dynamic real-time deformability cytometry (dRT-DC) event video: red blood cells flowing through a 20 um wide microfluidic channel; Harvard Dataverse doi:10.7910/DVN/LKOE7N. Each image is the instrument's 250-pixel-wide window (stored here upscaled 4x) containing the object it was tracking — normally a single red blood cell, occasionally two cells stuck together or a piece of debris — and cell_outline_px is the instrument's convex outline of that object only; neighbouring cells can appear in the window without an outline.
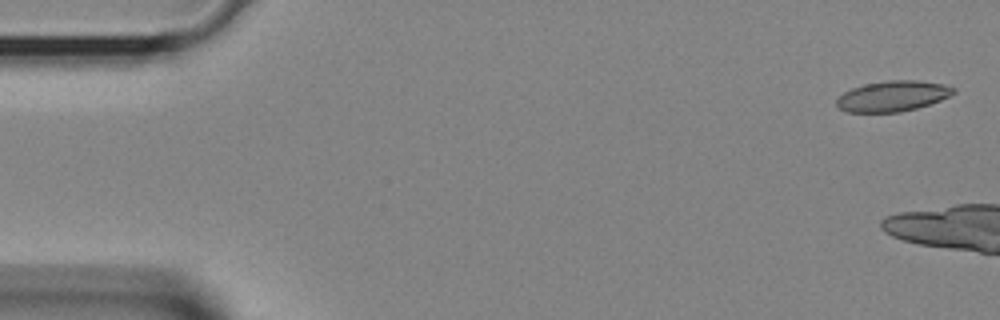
{"species": "Egyptian fruit bat (a non-hibernating species)", "species_latin": "Rousettus aegyptiacus", "temperature_condition": "room temperature", "stored_images_in_passage": 9, "camera_frame_rate_fps": 3000, "um_per_image_px": 0.085, "animal": {"sex": "female"}, "frame": {"image": 1, "passage_image": 1, "time_ms": 0.0, "image_size_px": [1000, 320], "cell_outline_px": [[956, 92], [940, 100], [916, 108], [900, 112], [848, 112], [840, 108], [836, 104], [836, 100], [844, 92], [852, 88], [864, 84], [888, 80], [916, 80], [944, 84], [956, 88]], "centroid_in_image_um": [75.88, 8.16], "position_along_channel_um": 9.1, "area_um2": 20.69}}